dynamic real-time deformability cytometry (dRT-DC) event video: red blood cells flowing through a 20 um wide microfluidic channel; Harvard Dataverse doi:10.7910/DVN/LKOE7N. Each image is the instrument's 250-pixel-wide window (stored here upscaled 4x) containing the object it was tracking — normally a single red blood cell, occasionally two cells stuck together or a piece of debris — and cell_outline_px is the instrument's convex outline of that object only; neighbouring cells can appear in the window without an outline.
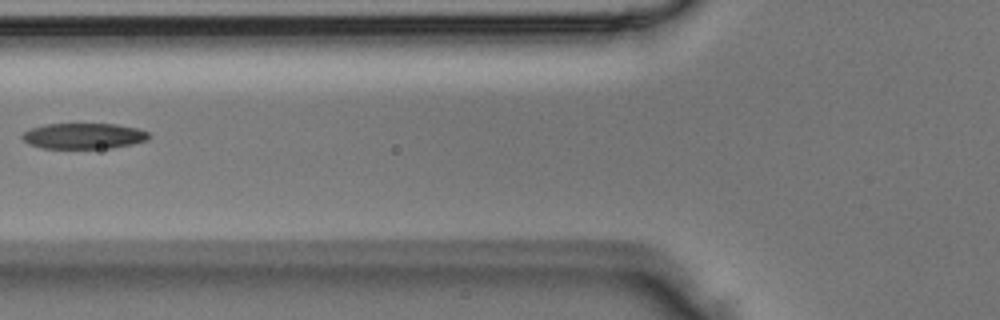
{"species": "Egyptian fruit bat (a non-hibernating species)", "species_latin": "Rousettus aegyptiacus", "temperature_condition": "room temperature", "stored_images_in_passage": 2, "camera_frame_rate_fps": 3000, "um_per_image_px": 0.085, "animal": {"sex": "male"}, "frame": {"image": 1, "passage_image": 2, "time_ms": 0.333, "image_size_px": [1000, 320], "cell_outline_px": [[152, 136], [148, 140], [132, 144], [112, 148], [40, 148], [28, 144], [20, 136], [24, 132], [32, 128], [44, 124], [116, 124], [136, 128], [148, 132]], "centroid_in_image_um": [7.12, 11.56], "position_along_channel_um": 118.7, "area_um2": 19.07}}